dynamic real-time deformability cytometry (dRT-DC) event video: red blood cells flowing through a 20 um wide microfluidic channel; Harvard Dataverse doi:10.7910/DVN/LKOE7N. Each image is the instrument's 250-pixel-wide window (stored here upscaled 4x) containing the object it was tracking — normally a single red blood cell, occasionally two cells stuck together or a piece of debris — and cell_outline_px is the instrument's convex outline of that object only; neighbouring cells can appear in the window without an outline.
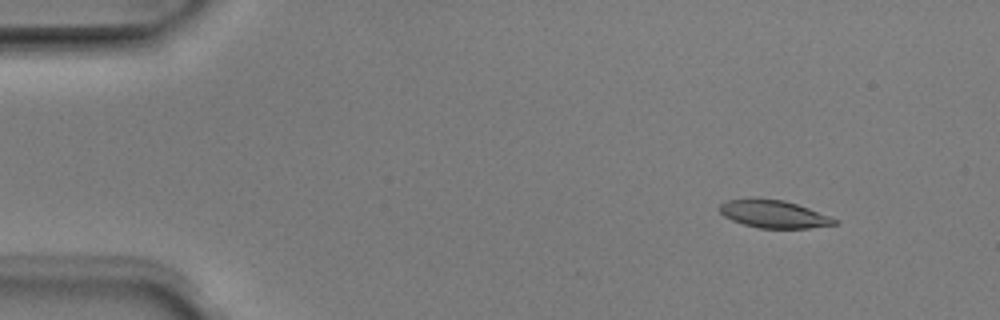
{"species": "Egyptian fruit bat (a non-hibernating species)", "species_latin": "Rousettus aegyptiacus", "temperature_condition": "room temperature", "stored_images_in_passage": 5, "camera_frame_rate_fps": 3000, "um_per_image_px": 0.085, "animal": {"sex": "male"}, "frame": {"image": 1, "passage_image": 1, "time_ms": 0.0, "image_size_px": [1000, 320], "cell_outline_px": [[840, 220], [836, 224], [808, 228], [760, 228], [744, 224], [732, 220], [724, 216], [716, 208], [720, 204], [728, 200], [752, 196], [784, 200], [808, 208]], "centroid_in_image_um": [65.71, 18.16], "position_along_channel_um": 19.3, "area_um2": 18.84}}
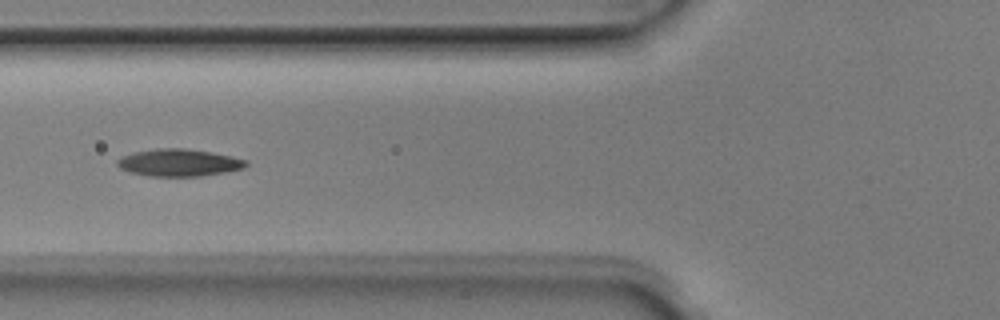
{"frame": {"image": 2, "passage_image": 4, "time_ms": 1.0, "image_size_px": [1000, 320], "cell_outline_px": [[248, 164], [244, 168], [224, 172], [200, 176], [148, 176], [128, 172], [120, 168], [116, 164], [116, 160], [124, 156], [136, 152], [156, 148], [184, 148], [212, 152], [232, 156], [248, 160]], "centroid_in_image_um": [15.22, 13.82], "position_along_channel_um": 110.6, "area_um2": 20.46}}
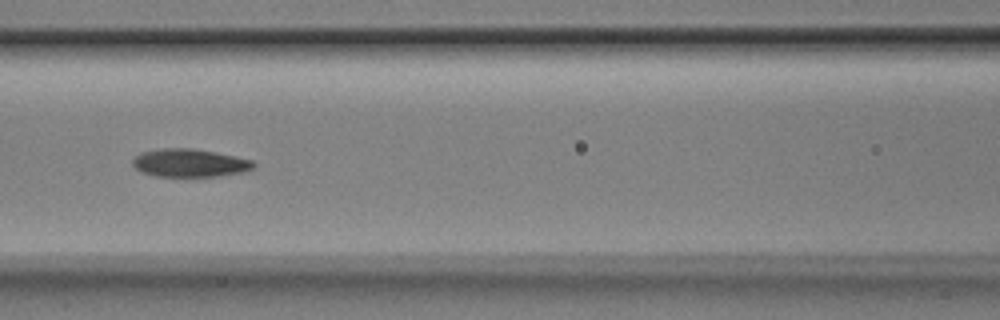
{"frame": {"image": 3, "passage_image": 5, "time_ms": 1.333, "image_size_px": [1000, 320], "cell_outline_px": [[256, 168], [244, 172], [220, 176], [156, 176], [140, 172], [132, 164], [132, 160], [140, 152], [164, 148], [192, 148], [216, 152], [236, 156], [252, 160], [256, 164]], "centroid_in_image_um": [16.15, 13.85], "position_along_channel_um": 150.4, "area_um2": 19.94}}